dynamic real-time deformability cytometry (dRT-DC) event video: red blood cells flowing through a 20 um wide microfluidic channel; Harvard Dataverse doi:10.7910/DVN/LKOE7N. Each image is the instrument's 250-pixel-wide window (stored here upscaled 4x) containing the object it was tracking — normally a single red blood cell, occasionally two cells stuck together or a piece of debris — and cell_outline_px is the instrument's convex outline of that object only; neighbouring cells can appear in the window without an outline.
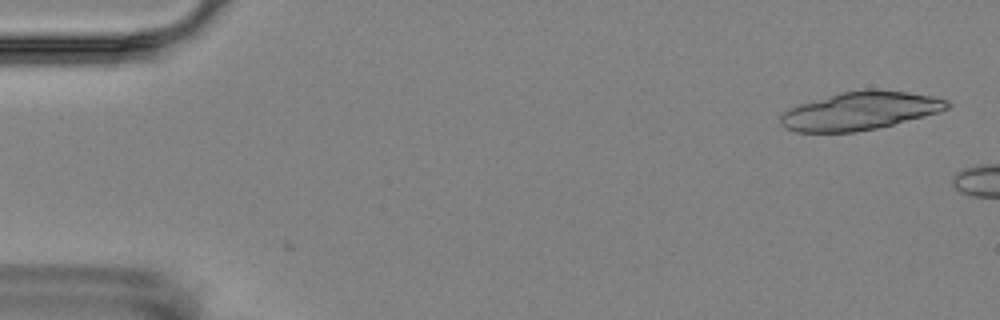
{"species": "Egyptian fruit bat (a non-hibernating species)", "species_latin": "Rousettus aegyptiacus", "temperature_condition": "room temperature", "stored_images_in_passage": 3, "camera_frame_rate_fps": 3000, "um_per_image_px": 0.085, "animal": {"sex": "female"}, "frame": {"image": 1, "passage_image": 1, "time_ms": 0.0, "image_size_px": [1000, 320], "cell_outline_px": [[952, 104], [948, 108], [940, 112], [876, 128], [856, 132], [796, 132], [784, 128], [780, 124], [780, 116], [788, 108], [800, 104], [840, 92], [868, 88], [872, 88], [904, 92], [932, 96], [948, 100]], "centroid_in_image_um": [73.09, 9.42], "position_along_channel_um": 11.9, "area_um2": 36.99}}